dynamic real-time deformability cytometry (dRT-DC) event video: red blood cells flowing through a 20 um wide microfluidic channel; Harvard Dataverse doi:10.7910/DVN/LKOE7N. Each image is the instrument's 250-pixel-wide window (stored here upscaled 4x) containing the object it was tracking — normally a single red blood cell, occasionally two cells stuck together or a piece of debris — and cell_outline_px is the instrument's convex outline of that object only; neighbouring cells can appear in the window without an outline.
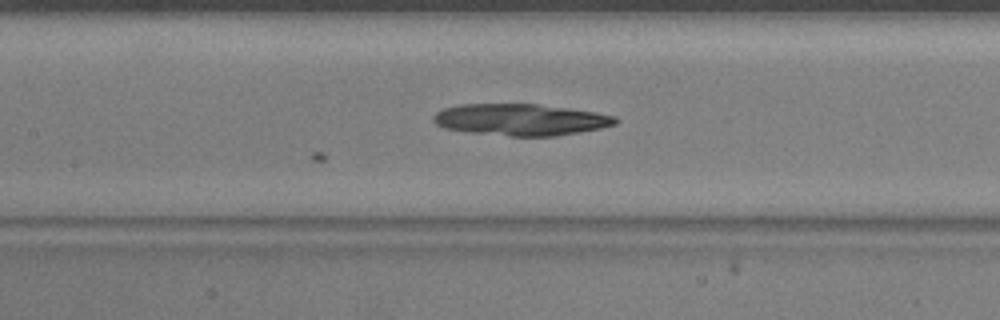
{"species": "common noctule bat (a hibernating species)", "species_latin": "Nyctalus noctula", "temperature_condition": "warm", "stored_images_in_passage": 9, "camera_frame_rate_fps": 3000, "um_per_image_px": 0.085, "animal": {"sex": "male", "body_mass_g": 20.5, "forearm_length_mm": 52.5}, "frame": {"image": 1, "passage_image": 9, "time_ms": 2.667, "image_size_px": [1000, 320], "cell_outline_px": [[620, 120], [616, 124], [600, 128], [580, 132], [552, 136], [512, 136], [464, 132], [444, 128], [436, 124], [432, 120], [432, 116], [436, 112], [444, 108], [460, 104], [536, 104], [568, 108], [596, 112], [616, 116]], "centroid_in_image_um": [44.23, 10.17], "position_along_channel_um": 163.2, "area_um2": 33.7}}